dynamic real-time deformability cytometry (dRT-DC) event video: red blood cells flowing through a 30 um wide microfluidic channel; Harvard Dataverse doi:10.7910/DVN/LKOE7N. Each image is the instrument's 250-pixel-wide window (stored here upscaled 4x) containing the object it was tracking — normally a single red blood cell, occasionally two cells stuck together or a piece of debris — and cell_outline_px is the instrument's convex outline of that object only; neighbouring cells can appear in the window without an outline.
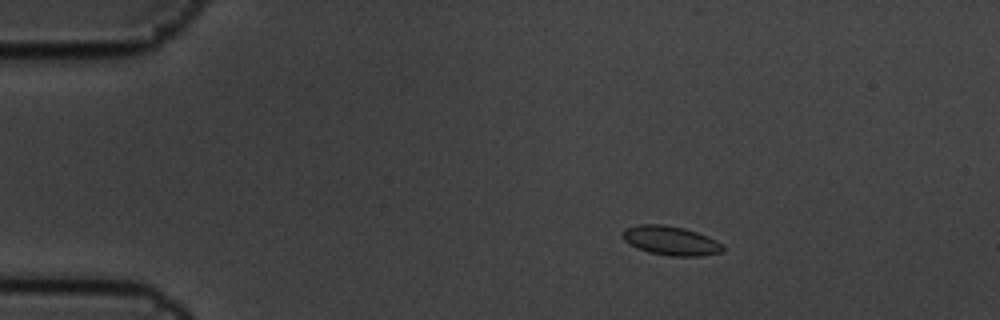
{"species": "common noctule bat (a hibernating species)", "species_latin": "Nyctalus noctula", "temperature_condition": "cold", "stored_images_in_passage": 8, "camera_frame_rate_fps": 3000, "um_per_image_px": 0.085, "animal": {"sex": "male", "body_mass_g": 19.5, "forearm_length_mm": 54.6}, "frame": {"image": 1, "passage_image": 3, "time_ms": 0.667, "image_size_px": [1000, 320], "cell_outline_px": [[724, 252], [704, 256], [672, 256], [648, 252], [636, 248], [628, 244], [624, 240], [624, 228], [640, 224], [664, 224], [684, 228], [708, 236], [716, 240], [724, 248]], "centroid_in_image_um": [57.02, 20.46], "position_along_channel_um": 28.0, "area_um2": 17.11}}
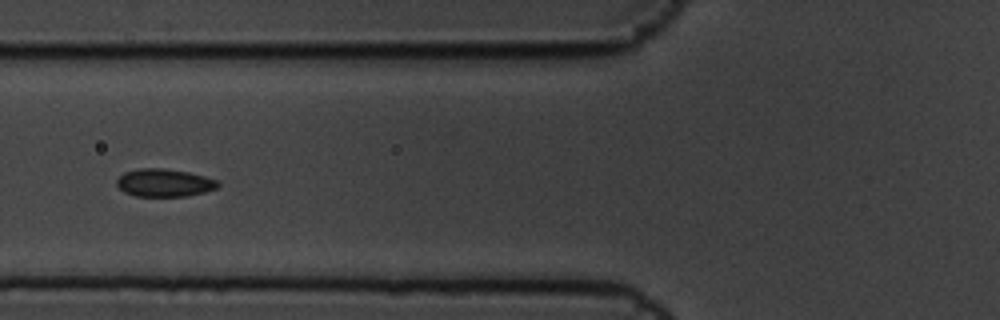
{"frame": {"image": 2, "passage_image": 7, "time_ms": 2.0, "image_size_px": [1000, 320], "cell_outline_px": [[220, 184], [216, 188], [204, 192], [188, 196], [136, 196], [124, 192], [116, 184], [116, 180], [124, 172], [140, 168], [164, 168], [188, 172], [204, 176], [216, 180]], "centroid_in_image_um": [13.95, 15.53], "position_along_channel_um": 111.9, "area_um2": 16.36}}
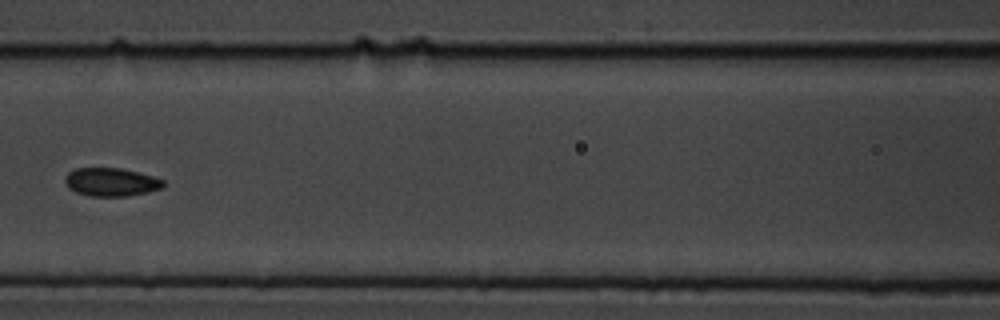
{"frame": {"image": 3, "passage_image": 8, "time_ms": 2.333, "image_size_px": [1000, 320], "cell_outline_px": [[164, 188], [148, 192], [124, 196], [92, 196], [76, 192], [68, 188], [64, 180], [64, 176], [68, 172], [76, 168], [120, 168], [140, 172], [164, 180]], "centroid_in_image_um": [9.44, 15.47], "position_along_channel_um": 157.2, "area_um2": 16.3}}